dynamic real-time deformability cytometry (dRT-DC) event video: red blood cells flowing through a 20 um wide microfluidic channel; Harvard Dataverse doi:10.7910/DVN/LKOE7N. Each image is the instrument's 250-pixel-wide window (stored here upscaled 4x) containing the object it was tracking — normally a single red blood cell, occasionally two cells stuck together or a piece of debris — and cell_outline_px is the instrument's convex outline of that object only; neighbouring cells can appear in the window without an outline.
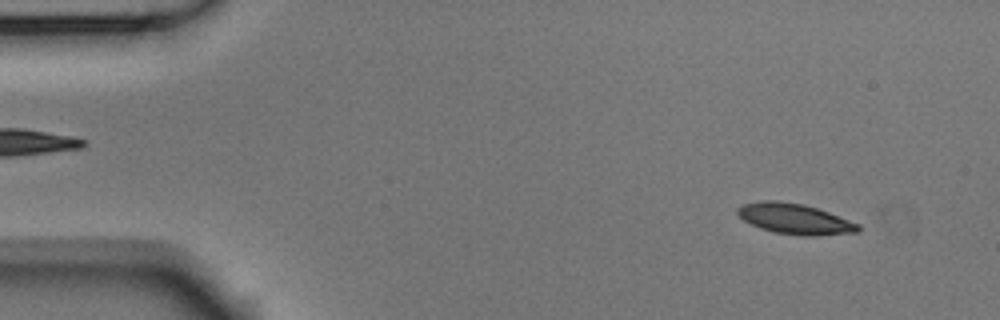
{"species": "Egyptian fruit bat (a non-hibernating species)", "species_latin": "Rousettus aegyptiacus", "temperature_condition": "room temperature", "stored_images_in_passage": 52, "camera_frame_rate_fps": 3000, "um_per_image_px": 0.085, "animal": {"sex": "male"}, "frame": {"image": 1, "passage_image": 4, "time_ms": 1.0, "image_size_px": [1000, 320], "cell_outline_px": [[860, 232], [820, 236], [804, 236], [772, 232], [760, 228], [744, 220], [736, 212], [736, 208], [744, 204], [764, 200], [776, 200], [804, 204], [828, 212], [860, 224]], "centroid_in_image_um": [67.58, 18.61], "position_along_channel_um": 17.4, "area_um2": 21.56}}
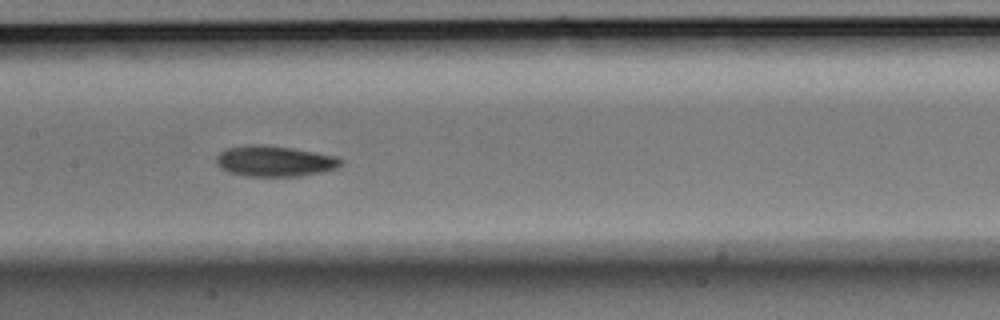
{"frame": {"image": 2, "passage_image": 25, "time_ms": 8.0, "image_size_px": [1000, 320], "cell_outline_px": [[340, 164], [336, 168], [324, 172], [300, 176], [244, 176], [228, 172], [220, 168], [216, 164], [216, 156], [224, 148], [248, 144], [264, 144], [336, 156], [340, 160]], "centroid_in_image_um": [23.25, 13.7], "position_along_channel_um": 184.1, "area_um2": 22.31}}
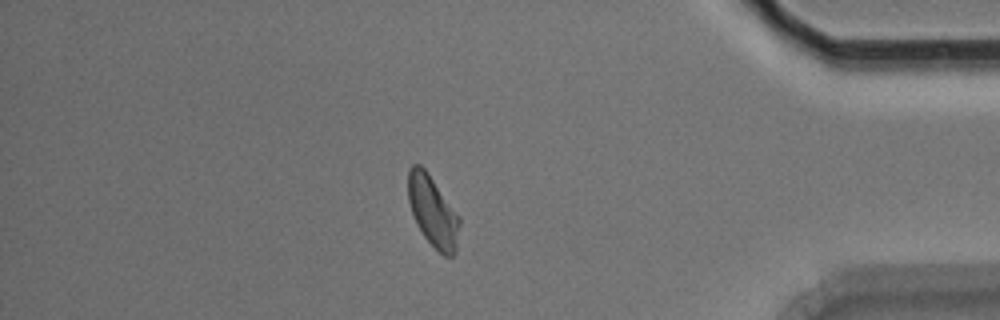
{"frame": {"image": 3, "passage_image": 45, "time_ms": 14.667, "image_size_px": [1000, 320], "cell_outline_px": [[460, 224], [456, 252], [452, 256], [444, 256], [424, 236], [416, 224], [408, 200], [408, 168], [412, 164], [420, 164], [424, 168], [460, 216]], "centroid_in_image_um": [36.79, 17.96], "position_along_channel_um": 398.4, "area_um2": 21.1}, "authors_computed_cell_mechanics": {"area_um2": 21.6461, "velocity_mm_per_s": 3.7387, "shape_relaxation_time_tau1_ms": 3.4872, "shape_relaxation_time_tau2_ms": 6.4033, "deformation_change_tau1": 0.0974, "deformation_change_tau2": 0.1089}}